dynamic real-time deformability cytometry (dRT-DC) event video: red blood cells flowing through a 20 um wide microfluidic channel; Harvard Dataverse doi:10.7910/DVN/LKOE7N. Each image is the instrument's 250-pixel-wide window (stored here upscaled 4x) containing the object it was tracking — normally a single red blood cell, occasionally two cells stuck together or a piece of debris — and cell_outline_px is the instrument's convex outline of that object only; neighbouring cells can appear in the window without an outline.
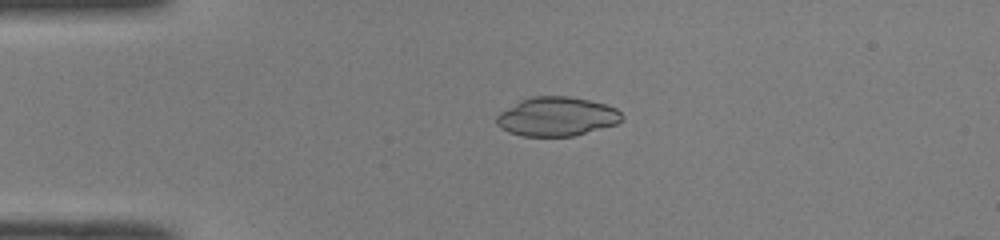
{"species": "common noctule bat (a hibernating species)", "species_latin": "Nyctalus noctula", "temperature_condition": "room temperature", "stored_images_in_passage": 39, "camera_frame_rate_fps": 3000, "um_per_image_px": 0.085, "animal": {"sex": "male", "body_mass_g": 19.0, "forearm_length_mm": 50.8}, "frame": {"image": 1, "passage_image": 1, "time_ms": 0.0, "image_size_px": [1000, 240], "cell_outline_px": [[624, 116], [616, 124], [572, 136], [520, 136], [508, 132], [500, 128], [496, 124], [496, 116], [500, 112], [520, 100], [532, 96], [568, 96], [588, 100], [604, 104], [616, 108]], "centroid_in_image_um": [47.28, 9.91], "position_along_channel_um": 37.7, "area_um2": 28.44}}
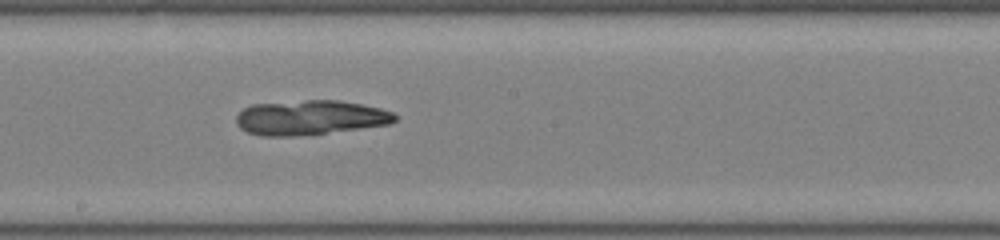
{"frame": {"image": 2, "passage_image": 17, "time_ms": 5.333, "image_size_px": [1000, 240], "cell_outline_px": [[396, 120], [388, 124], [292, 136], [264, 136], [248, 132], [240, 128], [236, 124], [236, 116], [244, 108], [252, 104], [304, 100], [340, 100], [380, 108], [392, 112], [396, 116]], "centroid_in_image_um": [26.31, 9.97], "position_along_channel_um": 221.9, "area_um2": 31.56}}
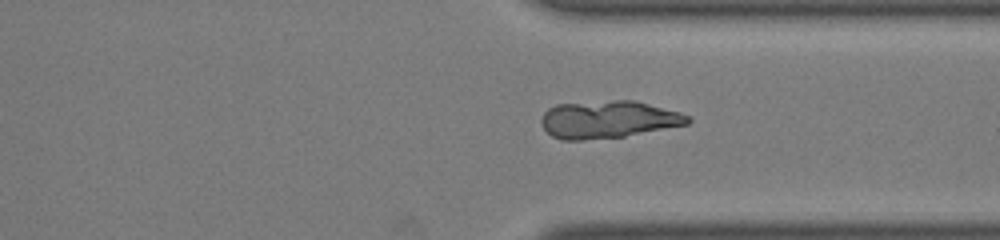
{"frame": {"image": 3, "passage_image": 27, "time_ms": 8.667, "image_size_px": [1000, 240], "cell_outline_px": [[692, 120], [688, 124], [624, 136], [584, 140], [560, 140], [552, 136], [540, 124], [540, 120], [544, 112], [548, 108], [556, 104], [616, 100], [636, 100], [680, 112], [688, 116]], "centroid_in_image_um": [51.68, 10.15], "position_along_channel_um": 359.7, "area_um2": 32.02}}